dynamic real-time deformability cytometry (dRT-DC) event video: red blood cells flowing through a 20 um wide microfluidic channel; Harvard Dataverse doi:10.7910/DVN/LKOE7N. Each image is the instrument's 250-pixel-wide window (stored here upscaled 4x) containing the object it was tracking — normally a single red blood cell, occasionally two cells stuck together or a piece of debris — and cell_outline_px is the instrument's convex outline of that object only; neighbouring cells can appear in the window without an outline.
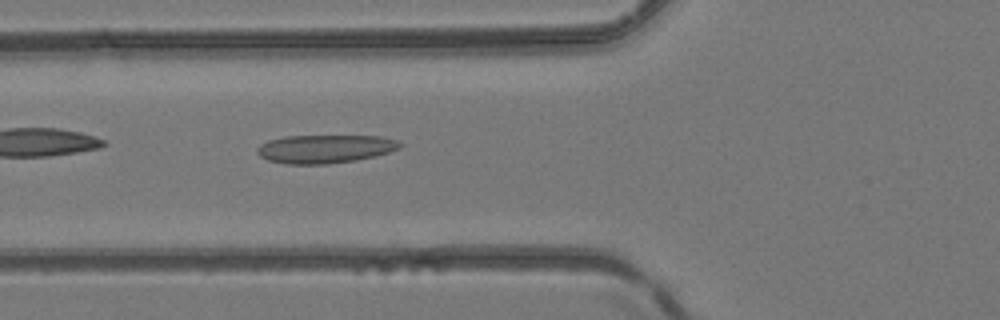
{"species": "common noctule bat (a hibernating species)", "species_latin": "Nyctalus noctula", "temperature_condition": "room temperature", "stored_images_in_passage": 3, "camera_frame_rate_fps": 3000, "um_per_image_px": 0.085, "animal": {"sex": "female", "body_mass_g": 24.6, "forearm_length_mm": 56.2}, "frame": {"image": 1, "passage_image": 3, "time_ms": 0.667, "image_size_px": [1000, 320], "cell_outline_px": [[404, 144], [400, 148], [376, 156], [356, 160], [328, 164], [288, 164], [268, 160], [260, 156], [256, 152], [256, 148], [260, 144], [268, 140], [284, 136], [380, 136], [396, 140]], "centroid_in_image_um": [27.61, 12.65], "position_along_channel_um": 98.2, "area_um2": 23.7}}